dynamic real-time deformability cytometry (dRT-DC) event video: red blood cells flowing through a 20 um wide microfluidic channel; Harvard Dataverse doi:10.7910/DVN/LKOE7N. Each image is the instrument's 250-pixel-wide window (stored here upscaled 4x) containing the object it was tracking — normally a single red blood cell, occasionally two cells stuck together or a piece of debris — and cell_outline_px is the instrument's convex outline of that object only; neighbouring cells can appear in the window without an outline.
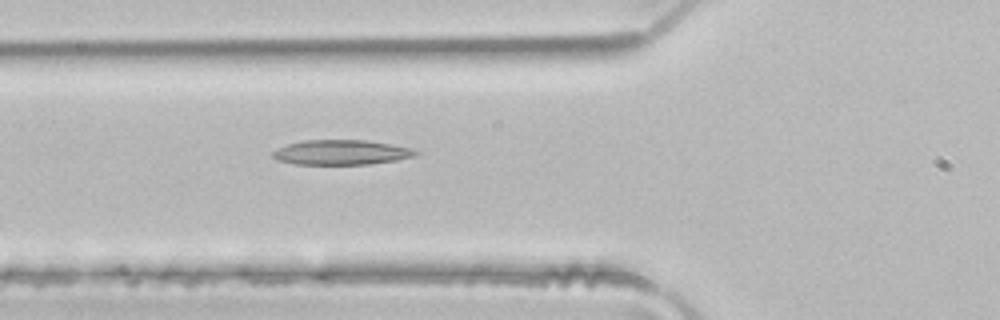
{"species": "common noctule bat (a hibernating species)", "species_latin": "Nyctalus noctula", "temperature_condition": "room temperature", "stored_images_in_passage": 5, "camera_frame_rate_fps": 3000, "um_per_image_px": 0.085, "animal": {"sex": "male", "body_mass_g": 21.5, "forearm_length_mm": 52.0}, "frame": {"image": 1, "passage_image": 5, "time_ms": 1.333, "image_size_px": [1000, 320], "cell_outline_px": [[420, 152], [412, 156], [396, 160], [368, 164], [296, 164], [280, 160], [272, 156], [272, 152], [276, 148], [288, 144], [304, 140], [364, 140], [392, 144], [412, 148]], "centroid_in_image_um": [29.01, 12.94], "position_along_channel_um": 96.8, "area_um2": 20.52}}